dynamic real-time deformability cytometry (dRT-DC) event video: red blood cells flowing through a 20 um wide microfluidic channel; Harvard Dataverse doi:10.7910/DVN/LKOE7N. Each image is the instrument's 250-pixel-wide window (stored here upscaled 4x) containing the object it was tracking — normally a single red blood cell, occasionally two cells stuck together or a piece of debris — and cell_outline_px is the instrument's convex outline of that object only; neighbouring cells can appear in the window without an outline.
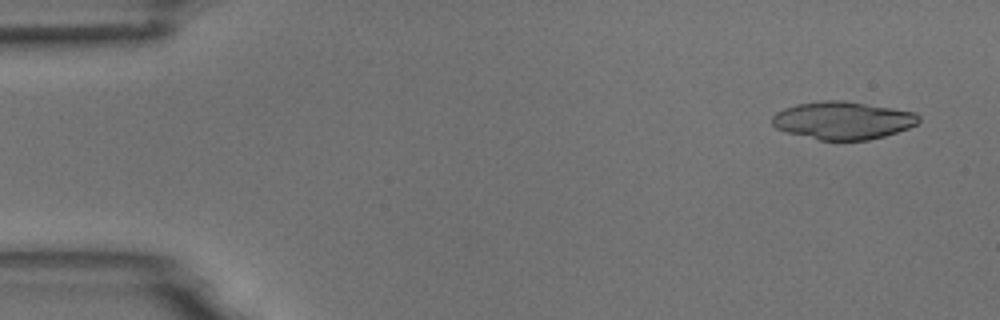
{"species": "common noctule bat (a hibernating species)", "species_latin": "Nyctalus noctula", "temperature_condition": "room temperature", "stored_images_in_passage": 53, "camera_frame_rate_fps": 3000, "um_per_image_px": 0.085, "animal": {"sex": "male", "body_mass_g": 18.8}, "frame": {"image": 1, "passage_image": 3, "time_ms": 0.667, "image_size_px": [1000, 320], "cell_outline_px": [[920, 120], [916, 124], [908, 128], [884, 136], [868, 140], [820, 140], [788, 132], [776, 128], [772, 124], [772, 116], [776, 112], [784, 108], [796, 104], [824, 100], [840, 100], [892, 108], [916, 112], [920, 116]], "centroid_in_image_um": [71.64, 10.23], "position_along_channel_um": 13.4, "area_um2": 32.08}}